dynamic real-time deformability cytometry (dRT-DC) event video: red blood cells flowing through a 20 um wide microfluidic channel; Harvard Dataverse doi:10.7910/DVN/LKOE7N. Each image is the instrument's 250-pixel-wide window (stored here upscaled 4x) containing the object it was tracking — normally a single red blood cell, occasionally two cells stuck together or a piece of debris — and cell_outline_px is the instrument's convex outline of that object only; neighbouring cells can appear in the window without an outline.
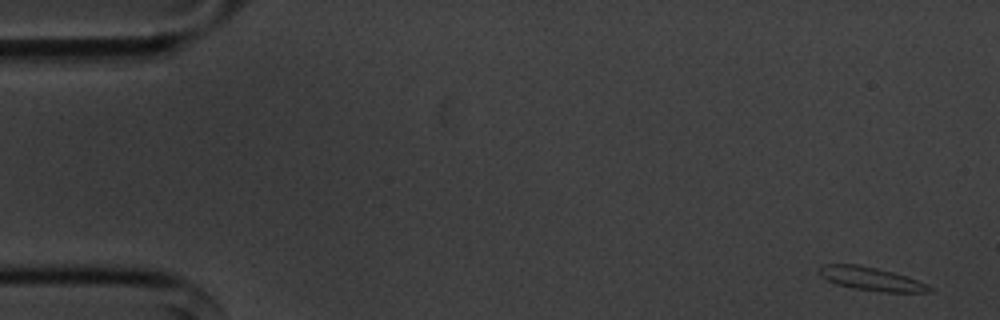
{"species": "common noctule bat (a hibernating species)", "species_latin": "Nyctalus noctula", "temperature_condition": "cold", "stored_images_in_passage": 55, "segment_of_instrument_passage": [1, 2], "camera_frame_rate_fps": 3000, "um_per_image_px": 0.085, "animal": {"sex": "male", "body_mass_g": 20.1, "forearm_length_mm": 53.5}, "frame": {"image": 1, "passage_image": 1, "time_ms": 0.0, "image_size_px": [1000, 320], "cell_outline_px": [[932, 292], [880, 292], [852, 288], [836, 284], [820, 276], [820, 268], [824, 264], [860, 264], [908, 276], [928, 284], [932, 288]], "centroid_in_image_um": [74.08, 23.71], "position_along_channel_um": 10.9, "area_um2": 15.09}}
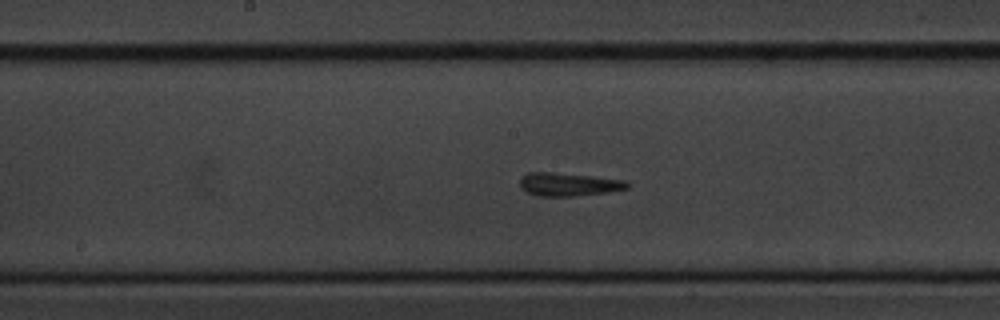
{"frame": {"image": 2, "passage_image": 27, "time_ms": 8.667, "image_size_px": [1000, 320], "cell_outline_px": [[632, 184], [628, 188], [608, 192], [572, 196], [540, 196], [528, 192], [520, 188], [520, 176], [528, 172], [552, 172], [592, 176], [628, 180]], "centroid_in_image_um": [48.35, 15.66], "position_along_channel_um": 199.8, "area_um2": 14.68}}
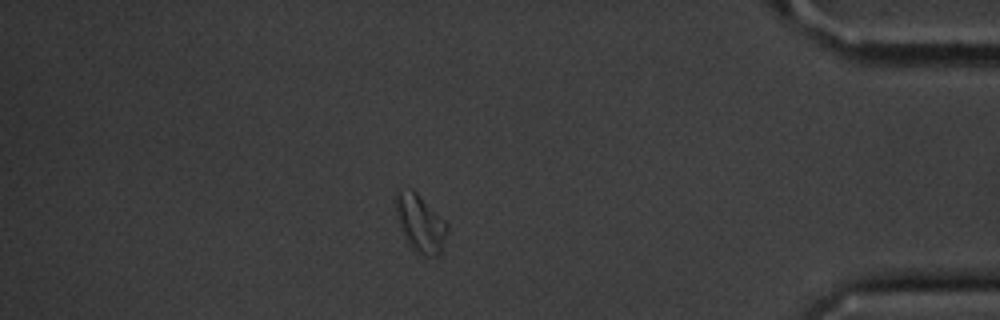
{"frame": {"image": 3, "passage_image": 47, "time_ms": 15.333, "image_size_px": [1000, 320], "cell_outline_px": [[448, 232], [440, 252], [436, 256], [424, 256], [416, 252], [408, 244], [400, 224], [396, 212], [396, 196], [400, 188], [412, 188], [448, 224]], "centroid_in_image_um": [35.74, 18.98], "position_along_channel_um": 399.5, "area_um2": 16.94}}